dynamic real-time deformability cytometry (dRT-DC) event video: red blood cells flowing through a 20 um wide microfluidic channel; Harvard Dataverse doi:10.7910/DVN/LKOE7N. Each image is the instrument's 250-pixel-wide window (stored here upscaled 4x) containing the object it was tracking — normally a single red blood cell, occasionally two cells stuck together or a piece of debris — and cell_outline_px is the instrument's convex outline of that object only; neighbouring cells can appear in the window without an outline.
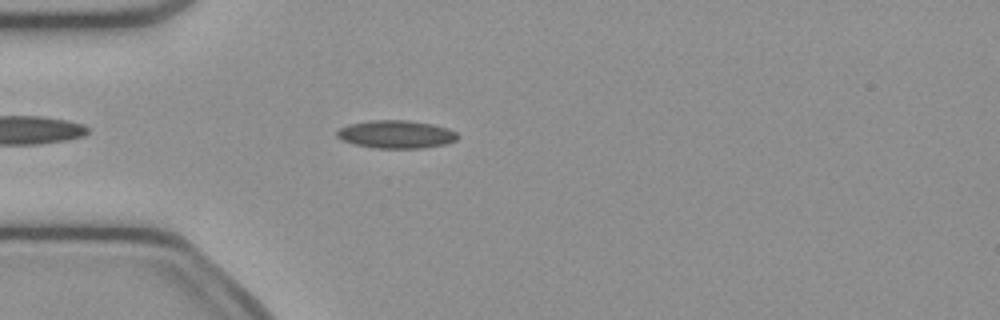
{"species": "common noctule bat (a hibernating species)", "species_latin": "Nyctalus noctula", "temperature_condition": "cold", "stored_images_in_passage": 44, "camera_frame_rate_fps": 3000, "um_per_image_px": 0.085, "animal": {"sex": "female", "body_mass_g": 21.9}, "frame": {"image": 1, "passage_image": 6, "time_ms": 1.667, "image_size_px": [1000, 320], "cell_outline_px": [[456, 140], [444, 144], [424, 148], [376, 148], [356, 144], [344, 140], [336, 136], [336, 132], [340, 128], [348, 124], [372, 120], [408, 120], [432, 124], [448, 128], [456, 132]], "centroid_in_image_um": [33.67, 11.41], "position_along_channel_um": 51.3, "area_um2": 19.48}}
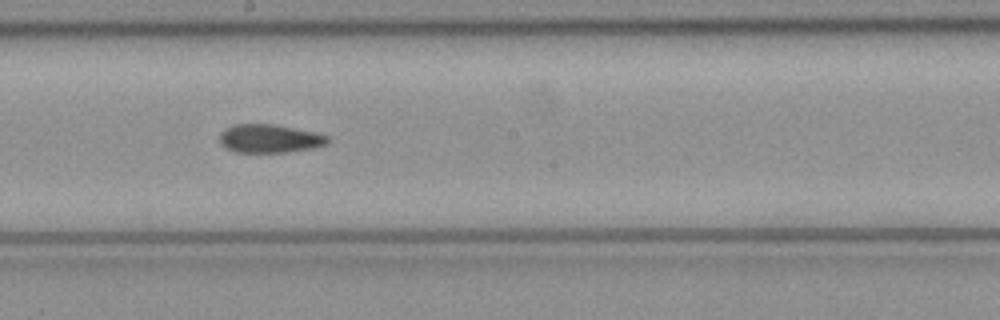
{"frame": {"image": 2, "passage_image": 20, "time_ms": 6.333, "image_size_px": [1000, 320], "cell_outline_px": [[328, 140], [324, 144], [312, 148], [288, 152], [236, 152], [220, 144], [220, 132], [236, 124], [276, 124], [312, 132], [328, 136]], "centroid_in_image_um": [22.88, 11.78], "position_along_channel_um": 225.3, "area_um2": 17.57}}
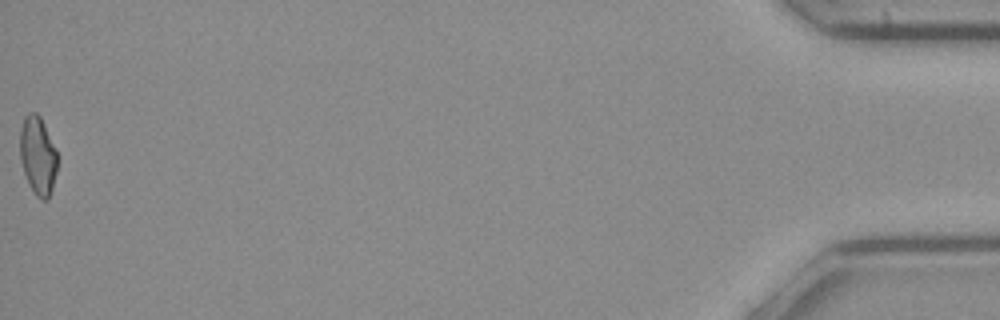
{"frame": {"image": 3, "passage_image": 44, "time_ms": 14.333, "image_size_px": [1000, 320], "cell_outline_px": [[56, 172], [52, 188], [48, 200], [40, 200], [36, 196], [24, 172], [20, 160], [20, 128], [24, 116], [28, 112], [36, 112], [40, 116], [56, 148]], "centroid_in_image_um": [3.2, 13.19], "position_along_channel_um": 432.0, "area_um2": 16.99}, "authors_computed_cell_mechanics": {"area_um2": 18.1203, "velocity_mm_per_s": 3.8993, "shape_relaxation_time_tau1_ms": null, "shape_relaxation_time_tau2_ms": 3.8392, "deformation_change_tau1": null, "deformation_change_tau2": 0.0816}}